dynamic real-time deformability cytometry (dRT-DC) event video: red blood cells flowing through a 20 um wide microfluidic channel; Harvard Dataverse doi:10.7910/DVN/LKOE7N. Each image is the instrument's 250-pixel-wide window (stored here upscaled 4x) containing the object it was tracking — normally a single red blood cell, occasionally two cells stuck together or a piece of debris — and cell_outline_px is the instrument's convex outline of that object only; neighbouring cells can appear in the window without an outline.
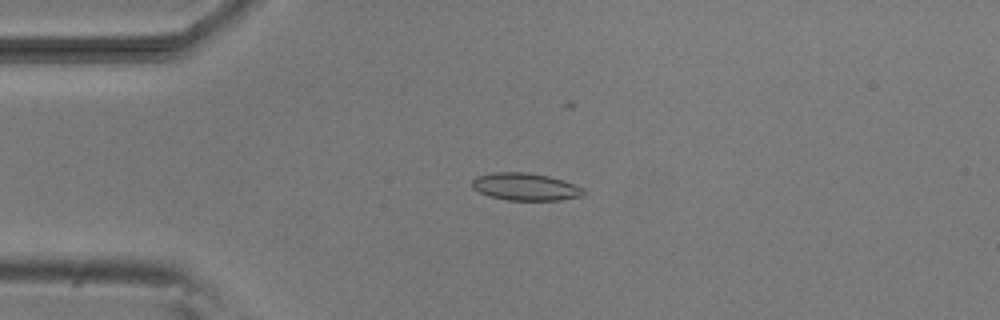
{"species": "common noctule bat (a hibernating species)", "species_latin": "Nyctalus noctula", "temperature_condition": "room temperature", "stored_images_in_passage": 4, "camera_frame_rate_fps": 3000, "um_per_image_px": 0.085, "animal": {"sex": "male", "body_mass_g": 20.5, "forearm_length_mm": 52.5}, "frame": {"image": 1, "passage_image": 4, "time_ms": 3.333, "image_size_px": [1000, 320], "cell_outline_px": [[584, 192], [580, 196], [560, 200], [508, 200], [492, 196], [480, 192], [472, 188], [472, 180], [476, 176], [492, 172], [528, 172], [548, 176], [564, 180], [584, 188]], "centroid_in_image_um": [44.65, 15.86], "position_along_channel_um": 40.4, "area_um2": 17.74}}